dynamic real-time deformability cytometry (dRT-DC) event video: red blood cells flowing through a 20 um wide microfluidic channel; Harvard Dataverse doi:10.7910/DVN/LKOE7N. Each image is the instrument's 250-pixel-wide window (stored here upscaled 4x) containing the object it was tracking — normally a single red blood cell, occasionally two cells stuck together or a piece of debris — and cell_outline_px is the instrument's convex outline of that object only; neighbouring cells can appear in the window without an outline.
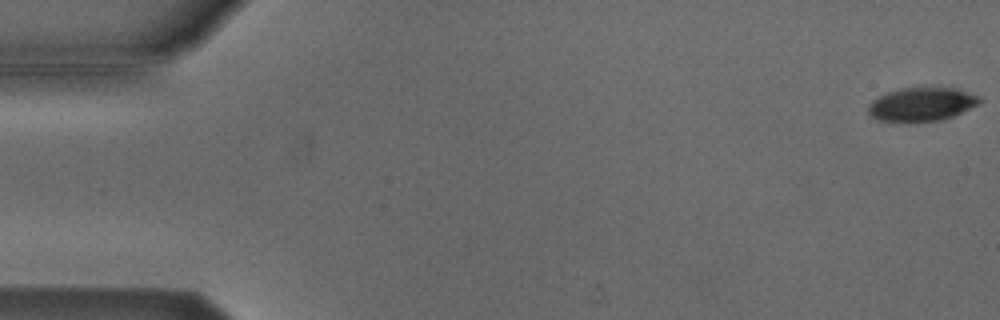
{"species": "Egyptian fruit bat (a non-hibernating species)", "species_latin": "Rousettus aegyptiacus", "temperature_condition": "cold", "stored_images_in_passage": 2, "camera_frame_rate_fps": 3000, "um_per_image_px": 0.085, "animal": {"sex": "male"}, "frame": {"image": 1, "passage_image": 1, "time_ms": 0.0, "image_size_px": [1000, 320], "cell_outline_px": [[984, 100], [980, 104], [944, 120], [908, 124], [880, 120], [872, 116], [868, 112], [868, 104], [872, 100], [888, 92], [904, 88], [956, 88], [980, 96]], "centroid_in_image_um": [78.37, 8.9], "position_along_channel_um": 6.6, "area_um2": 22.31}}